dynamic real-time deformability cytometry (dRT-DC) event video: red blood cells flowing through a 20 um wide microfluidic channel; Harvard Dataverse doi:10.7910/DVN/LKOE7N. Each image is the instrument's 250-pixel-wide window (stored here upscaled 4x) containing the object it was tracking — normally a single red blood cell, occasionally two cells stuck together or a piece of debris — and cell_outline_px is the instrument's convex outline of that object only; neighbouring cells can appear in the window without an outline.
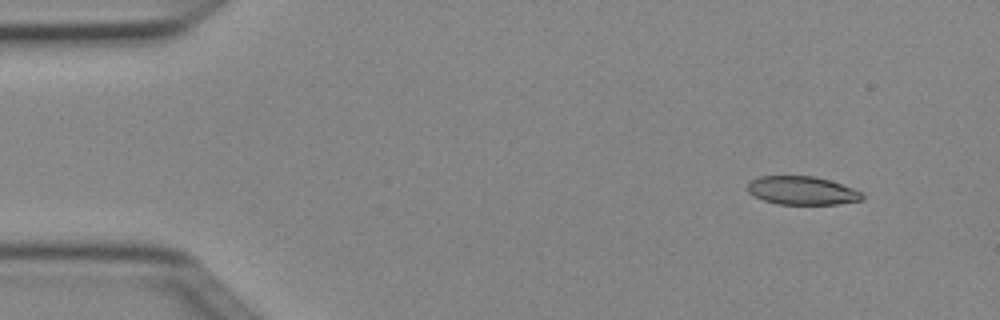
{"species": "Egyptian fruit bat (a non-hibernating species)", "species_latin": "Rousettus aegyptiacus", "temperature_condition": "cold", "stored_images_in_passage": 3, "camera_frame_rate_fps": 3000, "um_per_image_px": 0.085, "animal": {"sex": "female"}, "frame": {"image": 1, "passage_image": 1, "time_ms": 0.0, "image_size_px": [1000, 320], "cell_outline_px": [[864, 196], [860, 200], [836, 204], [780, 204], [764, 200], [748, 192], [748, 184], [752, 180], [760, 176], [812, 176], [828, 180], [852, 188], [860, 192]], "centroid_in_image_um": [68.15, 16.19], "position_along_channel_um": 16.8, "area_um2": 18.55}}